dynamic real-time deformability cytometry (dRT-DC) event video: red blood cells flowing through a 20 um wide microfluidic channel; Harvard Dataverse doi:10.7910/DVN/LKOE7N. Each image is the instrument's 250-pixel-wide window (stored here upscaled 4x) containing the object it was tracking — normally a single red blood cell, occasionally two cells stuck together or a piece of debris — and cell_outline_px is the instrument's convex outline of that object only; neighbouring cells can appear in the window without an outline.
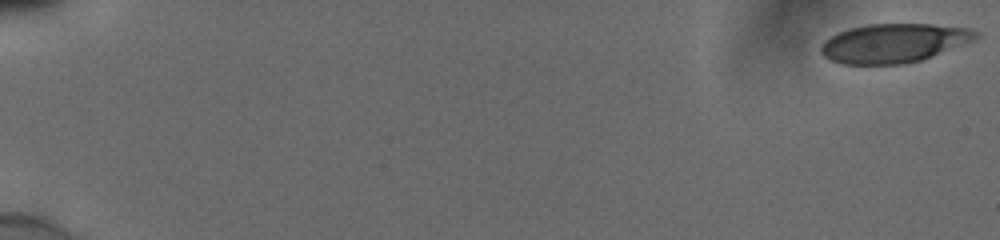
{"species": "human", "species_latin": "Homo sapiens", "temperature_condition": "cold", "stored_images_in_passage": 13, "camera_frame_rate_fps": 3000, "um_per_image_px": 0.085, "donor": {"sex": "male"}, "frame": {"image": 1, "passage_image": 1, "time_ms": 0.0, "image_size_px": [1000, 240], "cell_outline_px": [[980, 36], [976, 40], [920, 60], [908, 64], [840, 64], [828, 60], [820, 52], [820, 44], [824, 40], [848, 28], [868, 24], [932, 24], [968, 28], [980, 32]], "centroid_in_image_um": [75.97, 3.66], "position_along_channel_um": 9.0, "area_um2": 35.43}}